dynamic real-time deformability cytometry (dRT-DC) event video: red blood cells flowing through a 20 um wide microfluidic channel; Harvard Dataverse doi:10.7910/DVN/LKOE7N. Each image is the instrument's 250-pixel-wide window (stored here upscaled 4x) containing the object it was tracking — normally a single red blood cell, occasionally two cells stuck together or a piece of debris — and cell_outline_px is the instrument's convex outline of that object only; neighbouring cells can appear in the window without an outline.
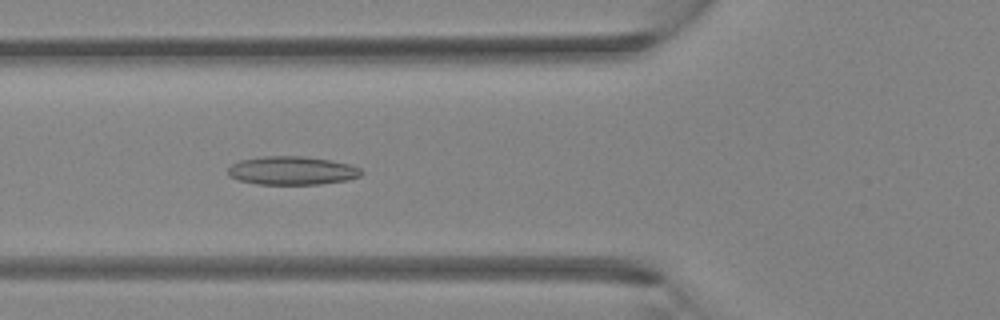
{"species": "Egyptian fruit bat (a non-hibernating species)", "species_latin": "Rousettus aegyptiacus", "temperature_condition": "room temperature", "stored_images_in_passage": 40, "camera_frame_rate_fps": 3000, "um_per_image_px": 0.085, "animal": {"sex": "female"}, "frame": {"image": 1, "passage_image": 15, "time_ms": 4.667, "image_size_px": [1000, 320], "cell_outline_px": [[364, 172], [360, 176], [348, 180], [320, 184], [256, 184], [240, 180], [228, 176], [228, 168], [232, 164], [240, 160], [264, 156], [304, 156], [352, 164], [360, 168]], "centroid_in_image_um": [24.84, 14.5], "position_along_channel_um": 101.0, "area_um2": 22.2}}
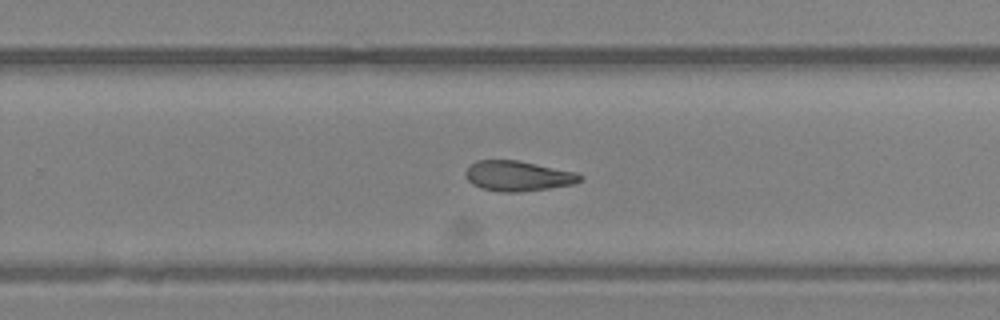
{"frame": {"image": 2, "passage_image": 26, "time_ms": 8.333, "image_size_px": [1000, 320], "cell_outline_px": [[584, 176], [576, 184], [520, 192], [500, 192], [480, 188], [472, 184], [468, 180], [464, 172], [476, 160], [516, 160], [576, 172]], "centroid_in_image_um": [44.02, 14.96], "position_along_channel_um": 285.8, "area_um2": 20.11}}
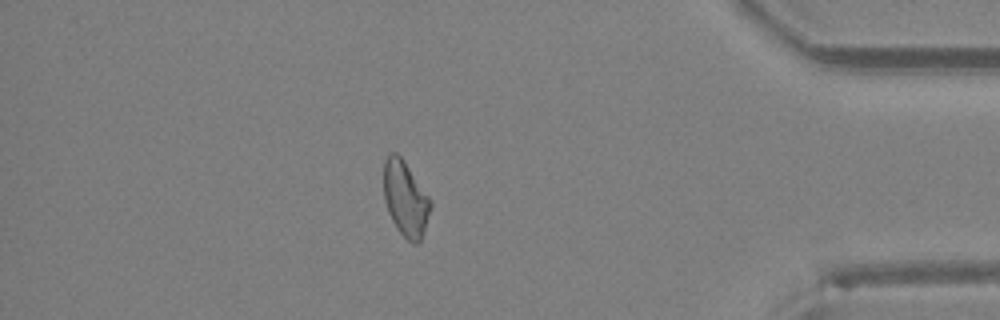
{"frame": {"image": 3, "passage_image": 35, "time_ms": 11.333, "image_size_px": [1000, 320], "cell_outline_px": [[432, 204], [420, 240], [416, 244], [412, 244], [396, 228], [388, 212], [384, 200], [384, 160], [388, 152], [396, 152], [404, 160], [432, 200]], "centroid_in_image_um": [34.45, 16.85], "position_along_channel_um": 400.8, "area_um2": 20.52}}